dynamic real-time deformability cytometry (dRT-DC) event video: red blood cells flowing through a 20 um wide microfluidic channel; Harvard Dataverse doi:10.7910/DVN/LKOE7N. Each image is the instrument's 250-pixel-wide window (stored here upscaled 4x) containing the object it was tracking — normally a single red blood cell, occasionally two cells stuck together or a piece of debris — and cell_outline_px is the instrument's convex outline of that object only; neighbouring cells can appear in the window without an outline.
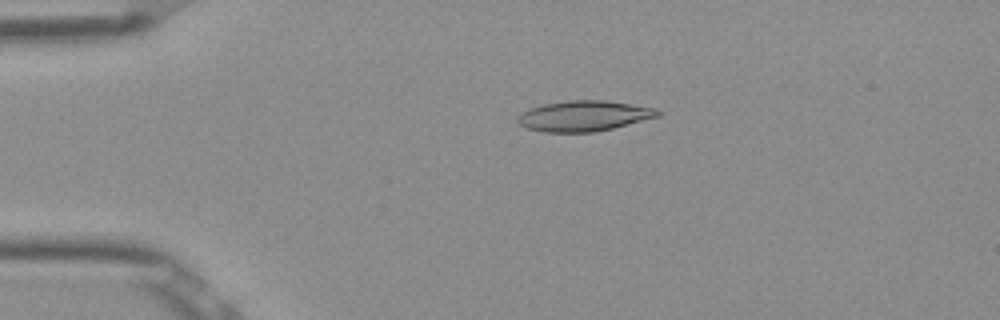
{"species": "Egyptian fruit bat (a non-hibernating species)", "species_latin": "Rousettus aegyptiacus", "temperature_condition": "room temperature", "stored_images_in_passage": 52, "camera_frame_rate_fps": 3000, "um_per_image_px": 0.085, "frame": {"image": 1, "passage_image": 11, "time_ms": 3.333, "image_size_px": [1000, 320], "cell_outline_px": [[664, 112], [660, 116], [612, 128], [592, 132], [544, 132], [528, 128], [520, 124], [516, 120], [516, 116], [528, 108], [544, 104], [568, 100], [604, 100], [656, 108]], "centroid_in_image_um": [49.63, 9.85], "position_along_channel_um": 35.4, "area_um2": 24.91}}
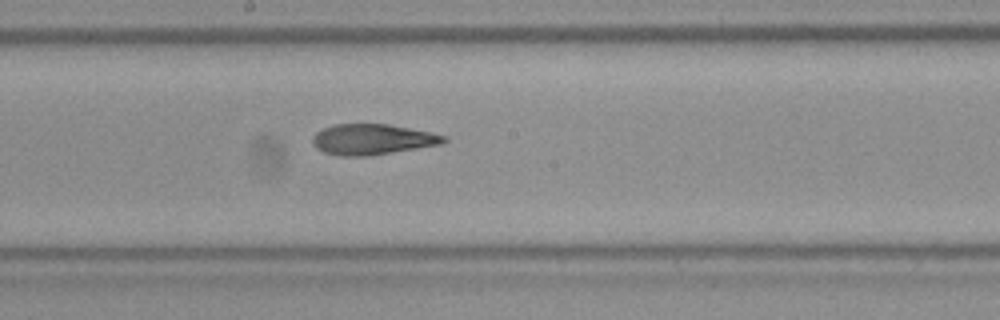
{"frame": {"image": 2, "passage_image": 28, "time_ms": 9.0, "image_size_px": [1000, 320], "cell_outline_px": [[448, 140], [444, 144], [368, 156], [340, 156], [324, 152], [316, 148], [312, 144], [312, 136], [316, 132], [332, 124], [388, 124], [432, 132], [444, 136]], "centroid_in_image_um": [31.65, 11.85], "position_along_channel_um": 216.6, "area_um2": 23.58}}
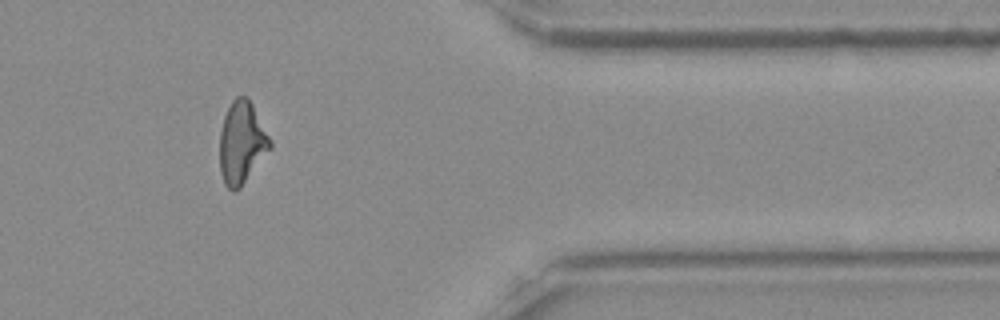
{"frame": {"image": 3, "passage_image": 43, "time_ms": 14.0, "image_size_px": [1000, 320], "cell_outline_px": [[272, 148], [240, 188], [236, 192], [232, 192], [224, 184], [220, 172], [220, 132], [224, 116], [232, 100], [236, 96], [248, 96], [272, 140]], "centroid_in_image_um": [20.56, 12.14], "position_along_channel_um": 390.8, "area_um2": 24.45}, "authors_computed_cell_mechanics": {"area_um2": 24.1026, "velocity_mm_per_s": 3.9091, "shape_relaxation_time_tau1_ms": null, "shape_relaxation_time_tau2_ms": 2.7009, "deformation_change_tau1": null, "deformation_change_tau2": 0.1128}}